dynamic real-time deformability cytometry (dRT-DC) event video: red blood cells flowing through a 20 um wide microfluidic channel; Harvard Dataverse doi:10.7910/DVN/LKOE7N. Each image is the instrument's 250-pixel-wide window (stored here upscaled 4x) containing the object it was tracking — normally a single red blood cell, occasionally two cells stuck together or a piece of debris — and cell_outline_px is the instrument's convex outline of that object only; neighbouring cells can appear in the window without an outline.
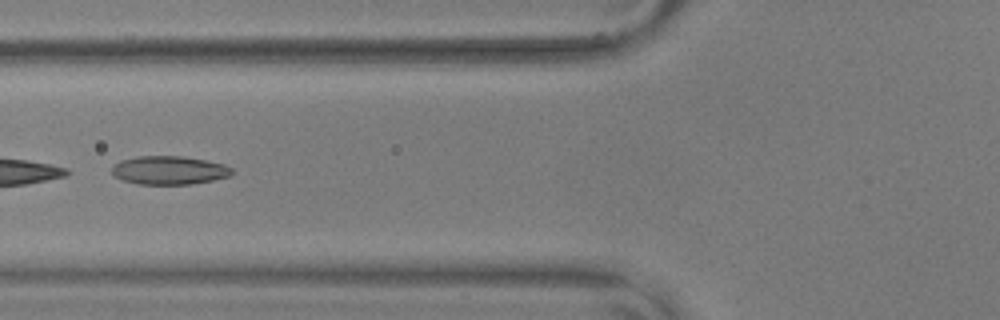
{"species": "common noctule bat (a hibernating species)", "species_latin": "Nyctalus noctula", "temperature_condition": "warm", "stored_images_in_passage": 38, "camera_frame_rate_fps": 3000, "um_per_image_px": 0.085, "animal": {"sex": "male", "body_mass_g": 17.9, "forearm_length_mm": 54.2}, "frame": {"image": 1, "passage_image": 6, "time_ms": 1.667, "image_size_px": [1000, 320], "cell_outline_px": [[232, 172], [228, 176], [212, 180], [192, 184], [136, 184], [112, 176], [112, 168], [120, 160], [136, 156], [180, 156], [204, 160], [224, 164], [232, 168]], "centroid_in_image_um": [14.34, 14.47], "position_along_channel_um": 111.5, "area_um2": 19.83}, "authors_computed_cell_mechanics": {"area_um2": 19.363, "velocity_mm_per_s": 3.6351, "shape_relaxation_time_tau1_ms": 10.4496, "shape_relaxation_time_tau2_ms": 2.2792, "deformation_change_tau1": 0.2192, "deformation_change_tau2": 0.0847}}